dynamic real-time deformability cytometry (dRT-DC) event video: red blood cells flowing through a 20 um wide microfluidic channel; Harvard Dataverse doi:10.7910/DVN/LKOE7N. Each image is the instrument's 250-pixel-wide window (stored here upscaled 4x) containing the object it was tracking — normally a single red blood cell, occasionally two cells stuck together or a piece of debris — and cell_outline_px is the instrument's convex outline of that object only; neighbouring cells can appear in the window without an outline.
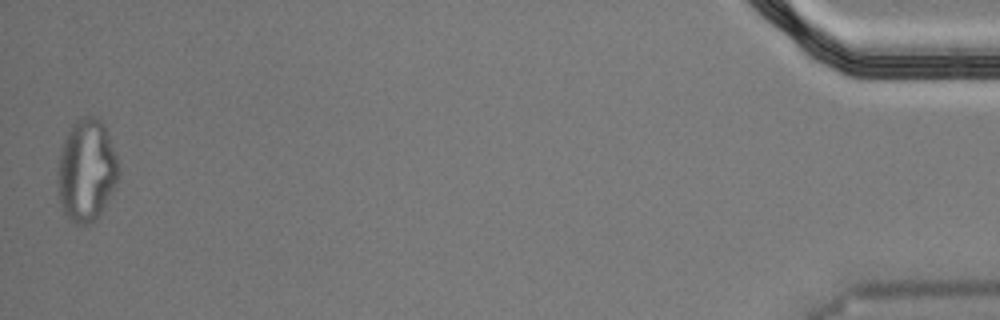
{"species": "Egyptian fruit bat (a non-hibernating species)", "species_latin": "Rousettus aegyptiacus", "temperature_condition": "cold", "stored_images_in_passage": 41, "segment_of_instrument_passage": [2, 2], "camera_frame_rate_fps": 3000, "um_per_image_px": 0.085, "animal": {"sex": "male"}, "frame": {"image": 1, "passage_image": 41, "time_ms": 13.333, "image_size_px": [1000, 320], "cell_outline_px": [[120, 176], [100, 216], [96, 220], [88, 224], [76, 224], [64, 212], [60, 200], [56, 172], [60, 148], [72, 124], [76, 120], [84, 116], [92, 116], [100, 120], [104, 124], [116, 156], [120, 168]], "centroid_in_image_um": [7.35, 14.48], "position_along_channel_um": 427.8, "area_um2": 36.47}}